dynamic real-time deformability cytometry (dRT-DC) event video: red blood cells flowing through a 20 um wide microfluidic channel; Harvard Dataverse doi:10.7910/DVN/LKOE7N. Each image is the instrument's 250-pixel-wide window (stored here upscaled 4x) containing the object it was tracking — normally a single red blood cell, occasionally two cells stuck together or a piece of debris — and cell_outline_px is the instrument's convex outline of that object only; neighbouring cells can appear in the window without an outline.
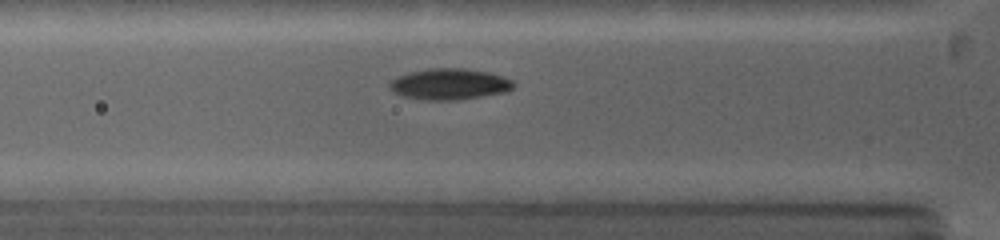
{"species": "common noctule bat (a hibernating species)", "species_latin": "Nyctalus noctula", "temperature_condition": "warm", "stored_images_in_passage": 26, "camera_frame_rate_fps": 5000, "um_per_image_px": 0.085, "animal": {"sex": "female", "body_mass_g": 19.0, "forearm_length_mm": 53.3}, "frame": {"image": 1, "passage_image": 8, "time_ms": 3.2, "image_size_px": [1000, 240], "cell_outline_px": [[516, 84], [508, 92], [460, 100], [424, 100], [404, 96], [392, 92], [388, 88], [388, 84], [392, 80], [408, 72], [428, 68], [464, 68], [488, 72], [512, 80]], "centroid_in_image_um": [38.2, 7.16], "position_along_channel_um": 87.6, "area_um2": 22.66}}
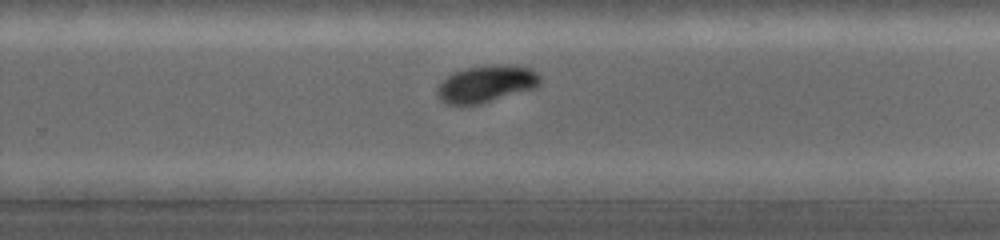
{"frame": {"image": 2, "passage_image": 19, "time_ms": 8.0, "image_size_px": [1000, 240], "cell_outline_px": [[540, 84], [536, 88], [480, 104], [448, 104], [440, 100], [436, 92], [436, 88], [448, 76], [456, 72], [468, 68], [492, 64], [508, 64], [532, 68], [540, 76]], "centroid_in_image_um": [41.38, 7.12], "position_along_channel_um": 288.4, "area_um2": 22.14}}
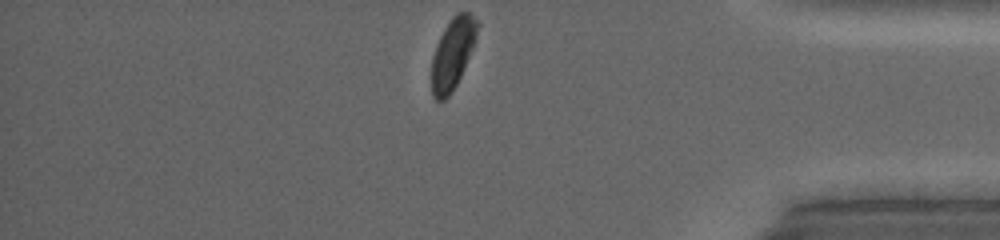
{"frame": {"image": 3, "passage_image": 26, "time_ms": 11.2, "image_size_px": [1000, 240], "cell_outline_px": [[480, 24], [472, 48], [460, 76], [452, 92], [444, 100], [436, 100], [432, 96], [432, 56], [436, 44], [444, 28], [452, 16], [456, 12], [468, 12], [480, 20]], "centroid_in_image_um": [38.48, 4.5], "position_along_channel_um": 396.7, "area_um2": 18.84}, "authors_computed_cell_mechanics": {"area_um2": 22.1952, "velocity_mm_per_s": 4.1956, "shape_relaxation_time_tau1_ms": 1.9499, "shape_relaxation_time_tau2_ms": 1.6199, "deformation_change_tau1": 0.1386, "deformation_change_tau2": 0.0291}}